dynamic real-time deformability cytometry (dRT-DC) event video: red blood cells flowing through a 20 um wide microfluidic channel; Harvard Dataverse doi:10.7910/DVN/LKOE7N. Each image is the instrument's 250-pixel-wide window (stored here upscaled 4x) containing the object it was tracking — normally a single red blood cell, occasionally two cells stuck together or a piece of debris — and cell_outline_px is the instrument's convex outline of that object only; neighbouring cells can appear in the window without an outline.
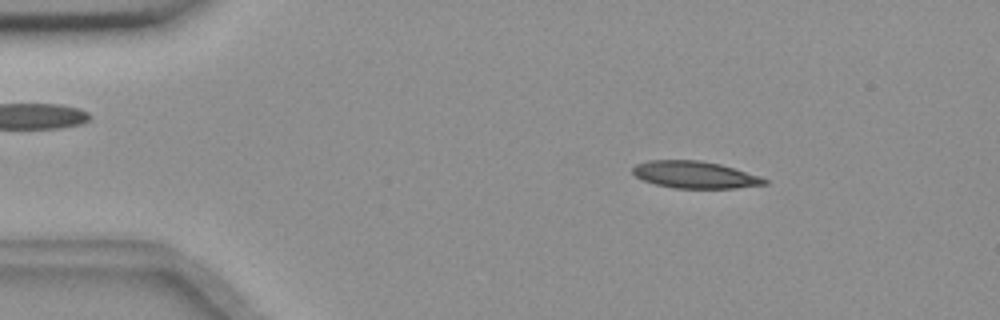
{"species": "common noctule bat (a hibernating species)", "species_latin": "Nyctalus noctula", "temperature_condition": "room temperature", "stored_images_in_passage": 50, "camera_frame_rate_fps": 3000, "um_per_image_px": 0.085, "animal": {"sex": "female", "body_mass_g": 18.4}, "frame": {"image": 1, "passage_image": 3, "time_ms": 0.667, "image_size_px": [1000, 320], "cell_outline_px": [[768, 184], [736, 188], [672, 188], [656, 184], [644, 180], [636, 176], [632, 172], [632, 168], [636, 164], [648, 160], [700, 160], [720, 164], [760, 176], [768, 180]], "centroid_in_image_um": [59.07, 14.85], "position_along_channel_um": 25.9, "area_um2": 20.75}}
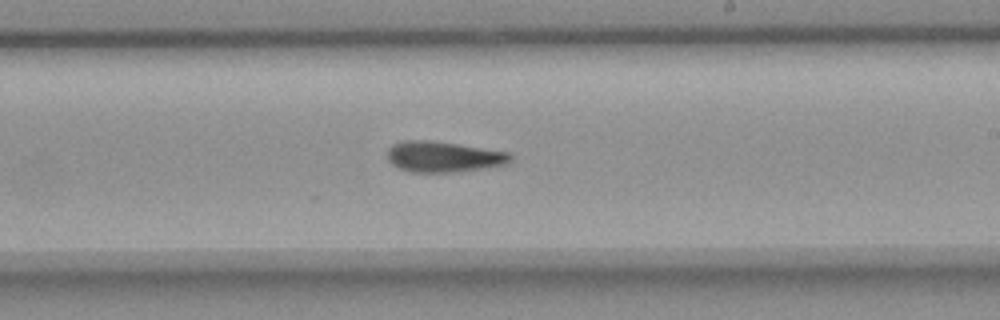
{"frame": {"image": 2, "passage_image": 27, "time_ms": 8.667, "image_size_px": [1000, 320], "cell_outline_px": [[512, 160], [508, 164], [484, 168], [452, 172], [412, 172], [400, 168], [392, 164], [388, 160], [388, 148], [392, 144], [404, 140], [428, 140], [456, 144], [508, 152], [512, 156]], "centroid_in_image_um": [37.69, 13.32], "position_along_channel_um": 251.3, "area_um2": 21.91}}
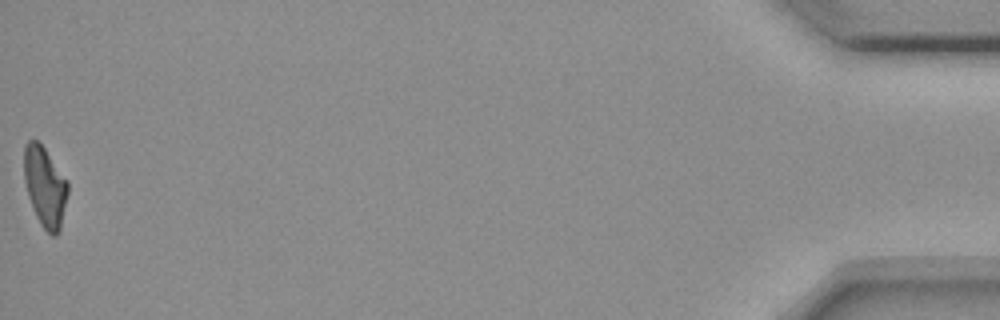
{"frame": {"image": 3, "passage_image": 50, "time_ms": 16.333, "image_size_px": [1000, 320], "cell_outline_px": [[68, 192], [60, 232], [56, 236], [52, 236], [40, 224], [36, 216], [28, 196], [24, 180], [24, 144], [28, 140], [36, 140], [44, 148], [68, 180]], "centroid_in_image_um": [3.83, 15.88], "position_along_channel_um": 431.4, "area_um2": 20.52}, "authors_computed_cell_mechanics": {"area_um2": 21.5305, "velocity_mm_per_s": 3.643, "shape_relaxation_time_tau1_ms": null, "shape_relaxation_time_tau2_ms": 4.4781, "deformation_change_tau1": null, "deformation_change_tau2": 0.1312}}